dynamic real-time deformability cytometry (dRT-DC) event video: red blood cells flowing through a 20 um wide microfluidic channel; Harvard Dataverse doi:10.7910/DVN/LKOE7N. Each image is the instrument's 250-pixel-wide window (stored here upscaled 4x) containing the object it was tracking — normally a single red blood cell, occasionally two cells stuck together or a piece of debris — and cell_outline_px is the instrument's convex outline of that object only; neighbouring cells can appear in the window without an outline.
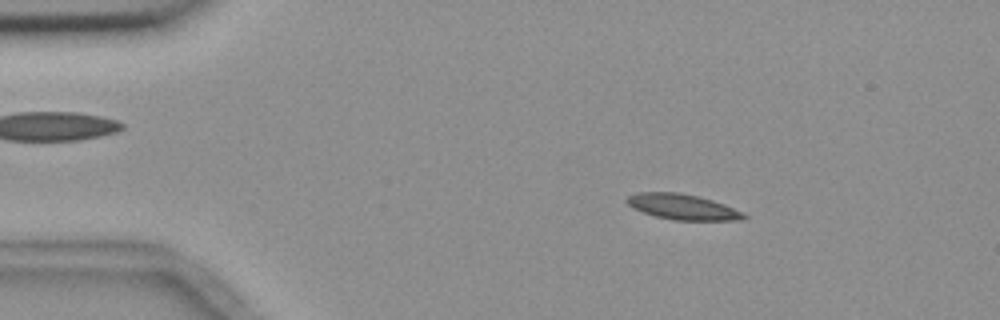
{"species": "common noctule bat (a hibernating species)", "species_latin": "Nyctalus noctula", "temperature_condition": "room temperature", "stored_images_in_passage": 56, "camera_frame_rate_fps": 3000, "um_per_image_px": 0.085, "animal": {"sex": "female", "body_mass_g": 18.4}, "frame": {"image": 1, "passage_image": 9, "time_ms": 2.667, "image_size_px": [1000, 320], "cell_outline_px": [[748, 216], [744, 220], [672, 220], [656, 216], [632, 208], [624, 200], [628, 196], [640, 192], [680, 192], [712, 200], [724, 204], [744, 212]], "centroid_in_image_um": [58.03, 17.58], "position_along_channel_um": 27.0, "area_um2": 17.4}}
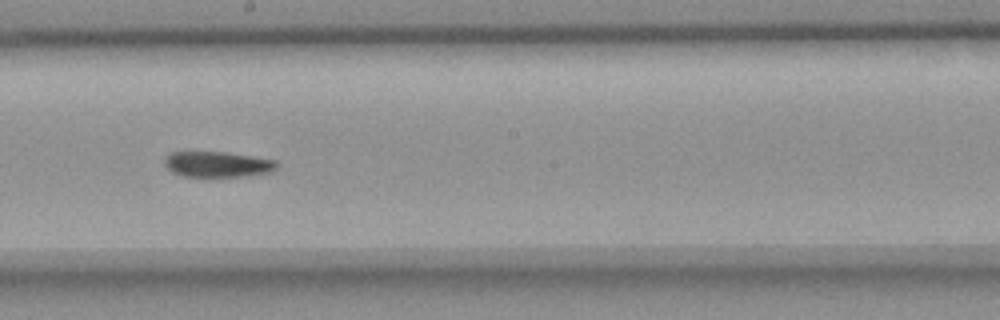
{"frame": {"image": 2, "passage_image": 31, "time_ms": 10.0, "image_size_px": [1000, 320], "cell_outline_px": [[276, 168], [272, 172], [244, 176], [180, 176], [172, 172], [164, 164], [164, 156], [172, 152], [224, 152], [252, 156], [276, 160]], "centroid_in_image_um": [18.46, 13.96], "position_along_channel_um": 229.7, "area_um2": 16.7}}
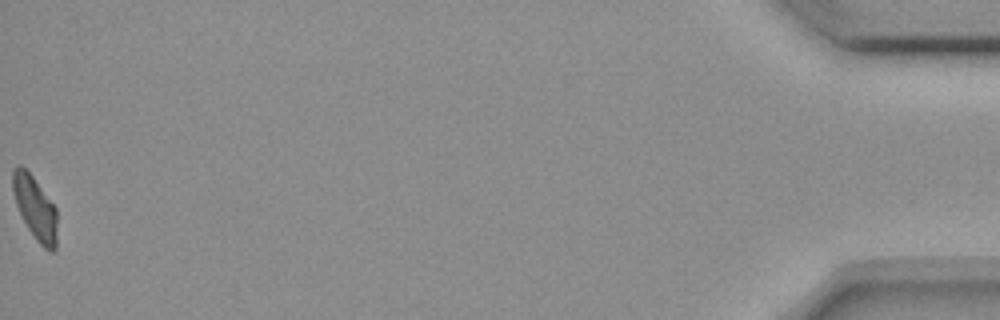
{"frame": {"image": 3, "passage_image": 56, "time_ms": 18.333, "image_size_px": [1000, 320], "cell_outline_px": [[56, 248], [52, 252], [48, 252], [36, 240], [28, 228], [16, 204], [12, 188], [12, 172], [20, 164], [32, 176], [56, 208]], "centroid_in_image_um": [2.99, 17.7], "position_along_channel_um": 432.2, "area_um2": 16.01}}